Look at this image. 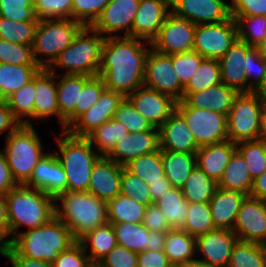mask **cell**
Returning a JSON list of instances; mask_svg holds the SVG:
<instances>
[{
  "label": "cell",
  "instance_id": "cell-1",
  "mask_svg": "<svg viewBox=\"0 0 266 267\" xmlns=\"http://www.w3.org/2000/svg\"><path fill=\"white\" fill-rule=\"evenodd\" d=\"M145 44L143 39L130 36L105 37L98 76L107 90L126 97L144 86L145 62L151 43Z\"/></svg>",
  "mask_w": 266,
  "mask_h": 267
},
{
  "label": "cell",
  "instance_id": "cell-2",
  "mask_svg": "<svg viewBox=\"0 0 266 267\" xmlns=\"http://www.w3.org/2000/svg\"><path fill=\"white\" fill-rule=\"evenodd\" d=\"M55 215L71 230L76 241L94 228L108 223L107 202L88 191L61 193L55 199Z\"/></svg>",
  "mask_w": 266,
  "mask_h": 267
},
{
  "label": "cell",
  "instance_id": "cell-3",
  "mask_svg": "<svg viewBox=\"0 0 266 267\" xmlns=\"http://www.w3.org/2000/svg\"><path fill=\"white\" fill-rule=\"evenodd\" d=\"M7 203L10 244L18 228H38L55 216V199L40 189L17 185L4 195Z\"/></svg>",
  "mask_w": 266,
  "mask_h": 267
},
{
  "label": "cell",
  "instance_id": "cell-4",
  "mask_svg": "<svg viewBox=\"0 0 266 267\" xmlns=\"http://www.w3.org/2000/svg\"><path fill=\"white\" fill-rule=\"evenodd\" d=\"M75 242L71 230L55 215L38 228L18 232L10 245L21 256L52 264L60 252Z\"/></svg>",
  "mask_w": 266,
  "mask_h": 267
},
{
  "label": "cell",
  "instance_id": "cell-5",
  "mask_svg": "<svg viewBox=\"0 0 266 267\" xmlns=\"http://www.w3.org/2000/svg\"><path fill=\"white\" fill-rule=\"evenodd\" d=\"M62 137L56 136V153L67 179V191H88L90 176L96 161L101 157L86 137L72 136L63 130Z\"/></svg>",
  "mask_w": 266,
  "mask_h": 267
},
{
  "label": "cell",
  "instance_id": "cell-6",
  "mask_svg": "<svg viewBox=\"0 0 266 267\" xmlns=\"http://www.w3.org/2000/svg\"><path fill=\"white\" fill-rule=\"evenodd\" d=\"M89 34L90 36H88ZM105 37V35L101 36L93 27L84 26L73 42L57 56L47 69L55 73L56 67H59L67 70L64 74L98 76L101 49Z\"/></svg>",
  "mask_w": 266,
  "mask_h": 267
},
{
  "label": "cell",
  "instance_id": "cell-7",
  "mask_svg": "<svg viewBox=\"0 0 266 267\" xmlns=\"http://www.w3.org/2000/svg\"><path fill=\"white\" fill-rule=\"evenodd\" d=\"M41 138L33 125L20 124L6 136L4 154L13 179L18 185H25L34 167L47 153L42 151Z\"/></svg>",
  "mask_w": 266,
  "mask_h": 267
},
{
  "label": "cell",
  "instance_id": "cell-8",
  "mask_svg": "<svg viewBox=\"0 0 266 267\" xmlns=\"http://www.w3.org/2000/svg\"><path fill=\"white\" fill-rule=\"evenodd\" d=\"M84 26L72 19H41L35 30L33 55L41 68H48ZM46 55V59H40ZM38 56H40L38 58Z\"/></svg>",
  "mask_w": 266,
  "mask_h": 267
},
{
  "label": "cell",
  "instance_id": "cell-9",
  "mask_svg": "<svg viewBox=\"0 0 266 267\" xmlns=\"http://www.w3.org/2000/svg\"><path fill=\"white\" fill-rule=\"evenodd\" d=\"M264 102L257 92L239 93L227 115L228 140H258Z\"/></svg>",
  "mask_w": 266,
  "mask_h": 267
},
{
  "label": "cell",
  "instance_id": "cell-10",
  "mask_svg": "<svg viewBox=\"0 0 266 267\" xmlns=\"http://www.w3.org/2000/svg\"><path fill=\"white\" fill-rule=\"evenodd\" d=\"M176 110L185 118L199 147L228 140L227 115L189 107L178 101Z\"/></svg>",
  "mask_w": 266,
  "mask_h": 267
},
{
  "label": "cell",
  "instance_id": "cell-11",
  "mask_svg": "<svg viewBox=\"0 0 266 267\" xmlns=\"http://www.w3.org/2000/svg\"><path fill=\"white\" fill-rule=\"evenodd\" d=\"M237 39V26L232 17L219 23L199 24L193 50L204 58L219 60Z\"/></svg>",
  "mask_w": 266,
  "mask_h": 267
},
{
  "label": "cell",
  "instance_id": "cell-12",
  "mask_svg": "<svg viewBox=\"0 0 266 267\" xmlns=\"http://www.w3.org/2000/svg\"><path fill=\"white\" fill-rule=\"evenodd\" d=\"M196 25L176 16L172 11L166 16L151 48L159 53L172 55L193 50Z\"/></svg>",
  "mask_w": 266,
  "mask_h": 267
},
{
  "label": "cell",
  "instance_id": "cell-13",
  "mask_svg": "<svg viewBox=\"0 0 266 267\" xmlns=\"http://www.w3.org/2000/svg\"><path fill=\"white\" fill-rule=\"evenodd\" d=\"M144 86L169 95L177 101L183 99L184 86L175 73L172 55L150 48L145 62Z\"/></svg>",
  "mask_w": 266,
  "mask_h": 267
},
{
  "label": "cell",
  "instance_id": "cell-14",
  "mask_svg": "<svg viewBox=\"0 0 266 267\" xmlns=\"http://www.w3.org/2000/svg\"><path fill=\"white\" fill-rule=\"evenodd\" d=\"M233 232L240 241L266 244V200L247 196L237 214Z\"/></svg>",
  "mask_w": 266,
  "mask_h": 267
},
{
  "label": "cell",
  "instance_id": "cell-15",
  "mask_svg": "<svg viewBox=\"0 0 266 267\" xmlns=\"http://www.w3.org/2000/svg\"><path fill=\"white\" fill-rule=\"evenodd\" d=\"M126 98L153 127L159 128L175 111L178 101L173 97L142 86Z\"/></svg>",
  "mask_w": 266,
  "mask_h": 267
},
{
  "label": "cell",
  "instance_id": "cell-16",
  "mask_svg": "<svg viewBox=\"0 0 266 267\" xmlns=\"http://www.w3.org/2000/svg\"><path fill=\"white\" fill-rule=\"evenodd\" d=\"M172 12L194 23H219L231 18V5L223 0H171Z\"/></svg>",
  "mask_w": 266,
  "mask_h": 267
},
{
  "label": "cell",
  "instance_id": "cell-17",
  "mask_svg": "<svg viewBox=\"0 0 266 267\" xmlns=\"http://www.w3.org/2000/svg\"><path fill=\"white\" fill-rule=\"evenodd\" d=\"M196 251L200 254L199 261L212 267H228L230 256L238 237L232 230L214 229L197 236Z\"/></svg>",
  "mask_w": 266,
  "mask_h": 267
},
{
  "label": "cell",
  "instance_id": "cell-18",
  "mask_svg": "<svg viewBox=\"0 0 266 267\" xmlns=\"http://www.w3.org/2000/svg\"><path fill=\"white\" fill-rule=\"evenodd\" d=\"M124 98L122 93L105 89L99 100L82 114L67 131L75 137H86L95 128L114 117L116 109Z\"/></svg>",
  "mask_w": 266,
  "mask_h": 267
},
{
  "label": "cell",
  "instance_id": "cell-19",
  "mask_svg": "<svg viewBox=\"0 0 266 267\" xmlns=\"http://www.w3.org/2000/svg\"><path fill=\"white\" fill-rule=\"evenodd\" d=\"M139 3L140 0H111L92 27L102 36L103 34H110L106 37L119 36L115 33L124 30L122 36L132 37V24Z\"/></svg>",
  "mask_w": 266,
  "mask_h": 267
},
{
  "label": "cell",
  "instance_id": "cell-20",
  "mask_svg": "<svg viewBox=\"0 0 266 267\" xmlns=\"http://www.w3.org/2000/svg\"><path fill=\"white\" fill-rule=\"evenodd\" d=\"M25 185L40 189L54 199L67 191L66 174L55 153L48 152L40 159Z\"/></svg>",
  "mask_w": 266,
  "mask_h": 267
},
{
  "label": "cell",
  "instance_id": "cell-21",
  "mask_svg": "<svg viewBox=\"0 0 266 267\" xmlns=\"http://www.w3.org/2000/svg\"><path fill=\"white\" fill-rule=\"evenodd\" d=\"M170 7L171 0H140L132 24V37L151 43L171 12Z\"/></svg>",
  "mask_w": 266,
  "mask_h": 267
},
{
  "label": "cell",
  "instance_id": "cell-22",
  "mask_svg": "<svg viewBox=\"0 0 266 267\" xmlns=\"http://www.w3.org/2000/svg\"><path fill=\"white\" fill-rule=\"evenodd\" d=\"M160 149L158 130L128 133L119 139L106 155L116 163L125 166L131 160Z\"/></svg>",
  "mask_w": 266,
  "mask_h": 267
},
{
  "label": "cell",
  "instance_id": "cell-23",
  "mask_svg": "<svg viewBox=\"0 0 266 267\" xmlns=\"http://www.w3.org/2000/svg\"><path fill=\"white\" fill-rule=\"evenodd\" d=\"M161 150L195 154L200 148L185 118L176 110L159 128Z\"/></svg>",
  "mask_w": 266,
  "mask_h": 267
},
{
  "label": "cell",
  "instance_id": "cell-24",
  "mask_svg": "<svg viewBox=\"0 0 266 267\" xmlns=\"http://www.w3.org/2000/svg\"><path fill=\"white\" fill-rule=\"evenodd\" d=\"M123 165L101 156L93 166L88 192L108 202L120 194Z\"/></svg>",
  "mask_w": 266,
  "mask_h": 267
},
{
  "label": "cell",
  "instance_id": "cell-25",
  "mask_svg": "<svg viewBox=\"0 0 266 267\" xmlns=\"http://www.w3.org/2000/svg\"><path fill=\"white\" fill-rule=\"evenodd\" d=\"M250 48L251 46L237 39L218 60L222 83L238 93H247L245 66L247 65V51Z\"/></svg>",
  "mask_w": 266,
  "mask_h": 267
},
{
  "label": "cell",
  "instance_id": "cell-26",
  "mask_svg": "<svg viewBox=\"0 0 266 267\" xmlns=\"http://www.w3.org/2000/svg\"><path fill=\"white\" fill-rule=\"evenodd\" d=\"M57 73L41 68L35 75L34 119H47L58 116L65 130V119L60 115L57 104Z\"/></svg>",
  "mask_w": 266,
  "mask_h": 267
},
{
  "label": "cell",
  "instance_id": "cell-27",
  "mask_svg": "<svg viewBox=\"0 0 266 267\" xmlns=\"http://www.w3.org/2000/svg\"><path fill=\"white\" fill-rule=\"evenodd\" d=\"M239 93L222 82L198 92H183V101L193 108L210 110L228 115Z\"/></svg>",
  "mask_w": 266,
  "mask_h": 267
},
{
  "label": "cell",
  "instance_id": "cell-28",
  "mask_svg": "<svg viewBox=\"0 0 266 267\" xmlns=\"http://www.w3.org/2000/svg\"><path fill=\"white\" fill-rule=\"evenodd\" d=\"M247 196L243 192L218 187L209 201L215 228L233 231L237 214Z\"/></svg>",
  "mask_w": 266,
  "mask_h": 267
},
{
  "label": "cell",
  "instance_id": "cell-29",
  "mask_svg": "<svg viewBox=\"0 0 266 267\" xmlns=\"http://www.w3.org/2000/svg\"><path fill=\"white\" fill-rule=\"evenodd\" d=\"M235 150L236 143L229 140L201 146L195 153L196 165L218 183Z\"/></svg>",
  "mask_w": 266,
  "mask_h": 267
},
{
  "label": "cell",
  "instance_id": "cell-30",
  "mask_svg": "<svg viewBox=\"0 0 266 267\" xmlns=\"http://www.w3.org/2000/svg\"><path fill=\"white\" fill-rule=\"evenodd\" d=\"M164 253L174 267H184L195 260L196 239L181 229L167 231Z\"/></svg>",
  "mask_w": 266,
  "mask_h": 267
},
{
  "label": "cell",
  "instance_id": "cell-31",
  "mask_svg": "<svg viewBox=\"0 0 266 267\" xmlns=\"http://www.w3.org/2000/svg\"><path fill=\"white\" fill-rule=\"evenodd\" d=\"M57 104L60 115L66 119L79 105L80 92L84 84L91 78L88 75L57 74Z\"/></svg>",
  "mask_w": 266,
  "mask_h": 267
},
{
  "label": "cell",
  "instance_id": "cell-32",
  "mask_svg": "<svg viewBox=\"0 0 266 267\" xmlns=\"http://www.w3.org/2000/svg\"><path fill=\"white\" fill-rule=\"evenodd\" d=\"M161 157L166 179L172 187L181 189L196 166L195 154L161 150Z\"/></svg>",
  "mask_w": 266,
  "mask_h": 267
},
{
  "label": "cell",
  "instance_id": "cell-33",
  "mask_svg": "<svg viewBox=\"0 0 266 267\" xmlns=\"http://www.w3.org/2000/svg\"><path fill=\"white\" fill-rule=\"evenodd\" d=\"M253 180L241 153L236 149L226 166L218 187L250 195Z\"/></svg>",
  "mask_w": 266,
  "mask_h": 267
},
{
  "label": "cell",
  "instance_id": "cell-34",
  "mask_svg": "<svg viewBox=\"0 0 266 267\" xmlns=\"http://www.w3.org/2000/svg\"><path fill=\"white\" fill-rule=\"evenodd\" d=\"M79 242L84 251L90 248V254H87L92 264H97L106 254H108L116 245L117 238L114 232L113 224L106 223L94 228L83 236ZM90 246L88 247V244Z\"/></svg>",
  "mask_w": 266,
  "mask_h": 267
},
{
  "label": "cell",
  "instance_id": "cell-35",
  "mask_svg": "<svg viewBox=\"0 0 266 267\" xmlns=\"http://www.w3.org/2000/svg\"><path fill=\"white\" fill-rule=\"evenodd\" d=\"M41 69L38 65L0 63V98L6 100L15 91L29 83Z\"/></svg>",
  "mask_w": 266,
  "mask_h": 267
},
{
  "label": "cell",
  "instance_id": "cell-36",
  "mask_svg": "<svg viewBox=\"0 0 266 267\" xmlns=\"http://www.w3.org/2000/svg\"><path fill=\"white\" fill-rule=\"evenodd\" d=\"M146 205L119 194L107 202L108 222L111 224L142 223Z\"/></svg>",
  "mask_w": 266,
  "mask_h": 267
},
{
  "label": "cell",
  "instance_id": "cell-37",
  "mask_svg": "<svg viewBox=\"0 0 266 267\" xmlns=\"http://www.w3.org/2000/svg\"><path fill=\"white\" fill-rule=\"evenodd\" d=\"M172 229H181L186 222L189 203L180 188L171 187L155 203Z\"/></svg>",
  "mask_w": 266,
  "mask_h": 267
},
{
  "label": "cell",
  "instance_id": "cell-38",
  "mask_svg": "<svg viewBox=\"0 0 266 267\" xmlns=\"http://www.w3.org/2000/svg\"><path fill=\"white\" fill-rule=\"evenodd\" d=\"M218 188V183L208 177L197 165L181 188L188 203L209 202Z\"/></svg>",
  "mask_w": 266,
  "mask_h": 267
},
{
  "label": "cell",
  "instance_id": "cell-39",
  "mask_svg": "<svg viewBox=\"0 0 266 267\" xmlns=\"http://www.w3.org/2000/svg\"><path fill=\"white\" fill-rule=\"evenodd\" d=\"M124 167L147 184L163 182V177L165 176L161 149L139 156Z\"/></svg>",
  "mask_w": 266,
  "mask_h": 267
},
{
  "label": "cell",
  "instance_id": "cell-40",
  "mask_svg": "<svg viewBox=\"0 0 266 267\" xmlns=\"http://www.w3.org/2000/svg\"><path fill=\"white\" fill-rule=\"evenodd\" d=\"M126 127L113 118L95 128L86 138L90 144L97 149L101 156H106L114 147L115 143L127 135Z\"/></svg>",
  "mask_w": 266,
  "mask_h": 267
},
{
  "label": "cell",
  "instance_id": "cell-41",
  "mask_svg": "<svg viewBox=\"0 0 266 267\" xmlns=\"http://www.w3.org/2000/svg\"><path fill=\"white\" fill-rule=\"evenodd\" d=\"M34 98H35V76L26 85L10 95L6 102L12 111L14 118L25 125H33L30 120L22 117L33 118L34 120Z\"/></svg>",
  "mask_w": 266,
  "mask_h": 267
},
{
  "label": "cell",
  "instance_id": "cell-42",
  "mask_svg": "<svg viewBox=\"0 0 266 267\" xmlns=\"http://www.w3.org/2000/svg\"><path fill=\"white\" fill-rule=\"evenodd\" d=\"M117 244L140 253L149 246V230L142 223L113 224Z\"/></svg>",
  "mask_w": 266,
  "mask_h": 267
},
{
  "label": "cell",
  "instance_id": "cell-43",
  "mask_svg": "<svg viewBox=\"0 0 266 267\" xmlns=\"http://www.w3.org/2000/svg\"><path fill=\"white\" fill-rule=\"evenodd\" d=\"M228 267H266L264 244L238 240L233 247Z\"/></svg>",
  "mask_w": 266,
  "mask_h": 267
},
{
  "label": "cell",
  "instance_id": "cell-44",
  "mask_svg": "<svg viewBox=\"0 0 266 267\" xmlns=\"http://www.w3.org/2000/svg\"><path fill=\"white\" fill-rule=\"evenodd\" d=\"M214 229L209 202L189 203L186 222L181 230L196 238Z\"/></svg>",
  "mask_w": 266,
  "mask_h": 267
},
{
  "label": "cell",
  "instance_id": "cell-45",
  "mask_svg": "<svg viewBox=\"0 0 266 267\" xmlns=\"http://www.w3.org/2000/svg\"><path fill=\"white\" fill-rule=\"evenodd\" d=\"M220 64L217 59L204 58L183 92H198L221 83Z\"/></svg>",
  "mask_w": 266,
  "mask_h": 267
},
{
  "label": "cell",
  "instance_id": "cell-46",
  "mask_svg": "<svg viewBox=\"0 0 266 267\" xmlns=\"http://www.w3.org/2000/svg\"><path fill=\"white\" fill-rule=\"evenodd\" d=\"M37 24L38 21H12L0 16V39L33 46Z\"/></svg>",
  "mask_w": 266,
  "mask_h": 267
},
{
  "label": "cell",
  "instance_id": "cell-47",
  "mask_svg": "<svg viewBox=\"0 0 266 267\" xmlns=\"http://www.w3.org/2000/svg\"><path fill=\"white\" fill-rule=\"evenodd\" d=\"M106 89L100 76L91 77L80 92L79 105L65 119V130H67L82 114L89 110L100 98Z\"/></svg>",
  "mask_w": 266,
  "mask_h": 267
},
{
  "label": "cell",
  "instance_id": "cell-48",
  "mask_svg": "<svg viewBox=\"0 0 266 267\" xmlns=\"http://www.w3.org/2000/svg\"><path fill=\"white\" fill-rule=\"evenodd\" d=\"M247 164L252 180L266 170V143L260 140L241 141L236 143Z\"/></svg>",
  "mask_w": 266,
  "mask_h": 267
},
{
  "label": "cell",
  "instance_id": "cell-49",
  "mask_svg": "<svg viewBox=\"0 0 266 267\" xmlns=\"http://www.w3.org/2000/svg\"><path fill=\"white\" fill-rule=\"evenodd\" d=\"M231 17L236 22L238 39L249 46L256 47L266 35V16Z\"/></svg>",
  "mask_w": 266,
  "mask_h": 267
},
{
  "label": "cell",
  "instance_id": "cell-50",
  "mask_svg": "<svg viewBox=\"0 0 266 267\" xmlns=\"http://www.w3.org/2000/svg\"><path fill=\"white\" fill-rule=\"evenodd\" d=\"M113 119L122 123L129 133L158 130L134 108L126 97L116 109Z\"/></svg>",
  "mask_w": 266,
  "mask_h": 267
},
{
  "label": "cell",
  "instance_id": "cell-51",
  "mask_svg": "<svg viewBox=\"0 0 266 267\" xmlns=\"http://www.w3.org/2000/svg\"><path fill=\"white\" fill-rule=\"evenodd\" d=\"M111 0H73L71 19L83 26L92 27Z\"/></svg>",
  "mask_w": 266,
  "mask_h": 267
},
{
  "label": "cell",
  "instance_id": "cell-52",
  "mask_svg": "<svg viewBox=\"0 0 266 267\" xmlns=\"http://www.w3.org/2000/svg\"><path fill=\"white\" fill-rule=\"evenodd\" d=\"M120 194L128 196L146 206L152 204L149 185L138 176L133 175L125 167L122 169Z\"/></svg>",
  "mask_w": 266,
  "mask_h": 267
},
{
  "label": "cell",
  "instance_id": "cell-53",
  "mask_svg": "<svg viewBox=\"0 0 266 267\" xmlns=\"http://www.w3.org/2000/svg\"><path fill=\"white\" fill-rule=\"evenodd\" d=\"M0 63L12 65H38L32 45L16 44L0 39Z\"/></svg>",
  "mask_w": 266,
  "mask_h": 267
},
{
  "label": "cell",
  "instance_id": "cell-54",
  "mask_svg": "<svg viewBox=\"0 0 266 267\" xmlns=\"http://www.w3.org/2000/svg\"><path fill=\"white\" fill-rule=\"evenodd\" d=\"M251 77L253 79H251ZM247 92H257L266 79V59L262 57L256 47L247 51V65L245 66ZM250 78V79H249ZM250 80H252L250 82Z\"/></svg>",
  "mask_w": 266,
  "mask_h": 267
},
{
  "label": "cell",
  "instance_id": "cell-55",
  "mask_svg": "<svg viewBox=\"0 0 266 267\" xmlns=\"http://www.w3.org/2000/svg\"><path fill=\"white\" fill-rule=\"evenodd\" d=\"M73 0H33L34 14L41 19H71Z\"/></svg>",
  "mask_w": 266,
  "mask_h": 267
},
{
  "label": "cell",
  "instance_id": "cell-56",
  "mask_svg": "<svg viewBox=\"0 0 266 267\" xmlns=\"http://www.w3.org/2000/svg\"><path fill=\"white\" fill-rule=\"evenodd\" d=\"M204 59L198 52L192 50L172 54V63L180 83L185 87Z\"/></svg>",
  "mask_w": 266,
  "mask_h": 267
},
{
  "label": "cell",
  "instance_id": "cell-57",
  "mask_svg": "<svg viewBox=\"0 0 266 267\" xmlns=\"http://www.w3.org/2000/svg\"><path fill=\"white\" fill-rule=\"evenodd\" d=\"M0 16L12 21H39L34 14L33 0H0Z\"/></svg>",
  "mask_w": 266,
  "mask_h": 267
},
{
  "label": "cell",
  "instance_id": "cell-58",
  "mask_svg": "<svg viewBox=\"0 0 266 267\" xmlns=\"http://www.w3.org/2000/svg\"><path fill=\"white\" fill-rule=\"evenodd\" d=\"M91 265L92 263L79 241L60 252L52 263V267H90Z\"/></svg>",
  "mask_w": 266,
  "mask_h": 267
},
{
  "label": "cell",
  "instance_id": "cell-59",
  "mask_svg": "<svg viewBox=\"0 0 266 267\" xmlns=\"http://www.w3.org/2000/svg\"><path fill=\"white\" fill-rule=\"evenodd\" d=\"M138 253L116 245L97 264L100 267H137Z\"/></svg>",
  "mask_w": 266,
  "mask_h": 267
},
{
  "label": "cell",
  "instance_id": "cell-60",
  "mask_svg": "<svg viewBox=\"0 0 266 267\" xmlns=\"http://www.w3.org/2000/svg\"><path fill=\"white\" fill-rule=\"evenodd\" d=\"M231 16H266V0H232Z\"/></svg>",
  "mask_w": 266,
  "mask_h": 267
},
{
  "label": "cell",
  "instance_id": "cell-61",
  "mask_svg": "<svg viewBox=\"0 0 266 267\" xmlns=\"http://www.w3.org/2000/svg\"><path fill=\"white\" fill-rule=\"evenodd\" d=\"M142 224L149 231L167 232L172 230L171 225L162 215L160 208L155 203L146 206Z\"/></svg>",
  "mask_w": 266,
  "mask_h": 267
},
{
  "label": "cell",
  "instance_id": "cell-62",
  "mask_svg": "<svg viewBox=\"0 0 266 267\" xmlns=\"http://www.w3.org/2000/svg\"><path fill=\"white\" fill-rule=\"evenodd\" d=\"M0 254L9 260L13 267H52L51 263L43 260L21 256L11 245L0 251Z\"/></svg>",
  "mask_w": 266,
  "mask_h": 267
},
{
  "label": "cell",
  "instance_id": "cell-63",
  "mask_svg": "<svg viewBox=\"0 0 266 267\" xmlns=\"http://www.w3.org/2000/svg\"><path fill=\"white\" fill-rule=\"evenodd\" d=\"M137 267H174L164 251H144L138 253Z\"/></svg>",
  "mask_w": 266,
  "mask_h": 267
},
{
  "label": "cell",
  "instance_id": "cell-64",
  "mask_svg": "<svg viewBox=\"0 0 266 267\" xmlns=\"http://www.w3.org/2000/svg\"><path fill=\"white\" fill-rule=\"evenodd\" d=\"M18 184L13 179L4 152L0 151V194L6 195Z\"/></svg>",
  "mask_w": 266,
  "mask_h": 267
},
{
  "label": "cell",
  "instance_id": "cell-65",
  "mask_svg": "<svg viewBox=\"0 0 266 267\" xmlns=\"http://www.w3.org/2000/svg\"><path fill=\"white\" fill-rule=\"evenodd\" d=\"M9 235L7 203L4 195L0 194V251L10 246V239H7Z\"/></svg>",
  "mask_w": 266,
  "mask_h": 267
},
{
  "label": "cell",
  "instance_id": "cell-66",
  "mask_svg": "<svg viewBox=\"0 0 266 267\" xmlns=\"http://www.w3.org/2000/svg\"><path fill=\"white\" fill-rule=\"evenodd\" d=\"M20 123L14 118L12 111L8 107L6 100H0V135L4 131H8V136L11 132H13Z\"/></svg>",
  "mask_w": 266,
  "mask_h": 267
},
{
  "label": "cell",
  "instance_id": "cell-67",
  "mask_svg": "<svg viewBox=\"0 0 266 267\" xmlns=\"http://www.w3.org/2000/svg\"><path fill=\"white\" fill-rule=\"evenodd\" d=\"M250 197L266 200V170L253 180Z\"/></svg>",
  "mask_w": 266,
  "mask_h": 267
},
{
  "label": "cell",
  "instance_id": "cell-68",
  "mask_svg": "<svg viewBox=\"0 0 266 267\" xmlns=\"http://www.w3.org/2000/svg\"><path fill=\"white\" fill-rule=\"evenodd\" d=\"M166 232L149 231V246L145 251H164Z\"/></svg>",
  "mask_w": 266,
  "mask_h": 267
},
{
  "label": "cell",
  "instance_id": "cell-69",
  "mask_svg": "<svg viewBox=\"0 0 266 267\" xmlns=\"http://www.w3.org/2000/svg\"><path fill=\"white\" fill-rule=\"evenodd\" d=\"M148 185L151 193L152 204L156 203L160 199L162 194H164L166 191H168L169 188L172 187L165 176L163 177V182L149 183Z\"/></svg>",
  "mask_w": 266,
  "mask_h": 267
},
{
  "label": "cell",
  "instance_id": "cell-70",
  "mask_svg": "<svg viewBox=\"0 0 266 267\" xmlns=\"http://www.w3.org/2000/svg\"><path fill=\"white\" fill-rule=\"evenodd\" d=\"M258 140L266 143V103L261 112Z\"/></svg>",
  "mask_w": 266,
  "mask_h": 267
},
{
  "label": "cell",
  "instance_id": "cell-71",
  "mask_svg": "<svg viewBox=\"0 0 266 267\" xmlns=\"http://www.w3.org/2000/svg\"><path fill=\"white\" fill-rule=\"evenodd\" d=\"M258 53L266 59V35L262 41L256 46Z\"/></svg>",
  "mask_w": 266,
  "mask_h": 267
},
{
  "label": "cell",
  "instance_id": "cell-72",
  "mask_svg": "<svg viewBox=\"0 0 266 267\" xmlns=\"http://www.w3.org/2000/svg\"><path fill=\"white\" fill-rule=\"evenodd\" d=\"M184 267H212L209 264L199 261L195 258V260H193L192 262L188 263L187 265H185Z\"/></svg>",
  "mask_w": 266,
  "mask_h": 267
},
{
  "label": "cell",
  "instance_id": "cell-73",
  "mask_svg": "<svg viewBox=\"0 0 266 267\" xmlns=\"http://www.w3.org/2000/svg\"><path fill=\"white\" fill-rule=\"evenodd\" d=\"M258 95L261 97L264 103H266V79L263 85L257 91Z\"/></svg>",
  "mask_w": 266,
  "mask_h": 267
},
{
  "label": "cell",
  "instance_id": "cell-74",
  "mask_svg": "<svg viewBox=\"0 0 266 267\" xmlns=\"http://www.w3.org/2000/svg\"><path fill=\"white\" fill-rule=\"evenodd\" d=\"M90 267H100L98 264H92Z\"/></svg>",
  "mask_w": 266,
  "mask_h": 267
}]
</instances>
